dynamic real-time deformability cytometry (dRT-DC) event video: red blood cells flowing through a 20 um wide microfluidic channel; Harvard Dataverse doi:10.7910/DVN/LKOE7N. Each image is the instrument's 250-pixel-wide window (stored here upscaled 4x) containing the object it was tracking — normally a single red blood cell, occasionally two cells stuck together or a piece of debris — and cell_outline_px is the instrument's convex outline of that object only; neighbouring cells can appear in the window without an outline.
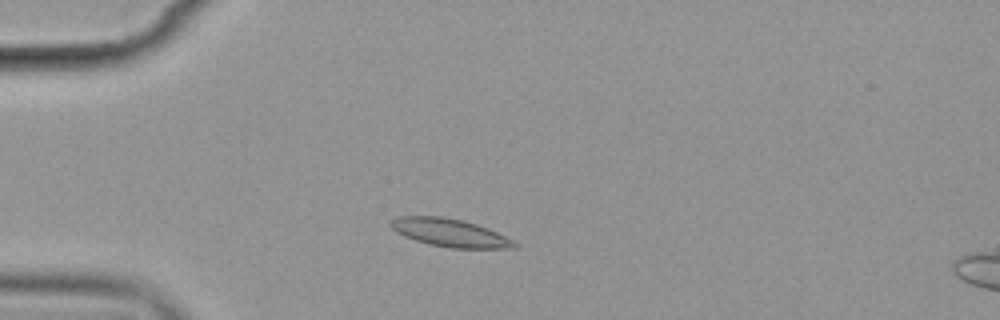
{"species": "common noctule bat (a hibernating species)", "species_latin": "Nyctalus noctula", "temperature_condition": "cold", "stored_images_in_passage": 5, "camera_frame_rate_fps": 3000, "um_per_image_px": 0.085, "animal": {"sex": "female", "body_mass_g": 19.9}, "frame": {"image": 1, "passage_image": 2, "time_ms": 1.333, "image_size_px": [1000, 320], "cell_outline_px": [[520, 244], [516, 248], [448, 248], [428, 244], [404, 236], [396, 232], [388, 224], [396, 216], [444, 216], [464, 220], [488, 228]], "centroid_in_image_um": [38.22, 19.78], "position_along_channel_um": 46.8, "area_um2": 20.29}}
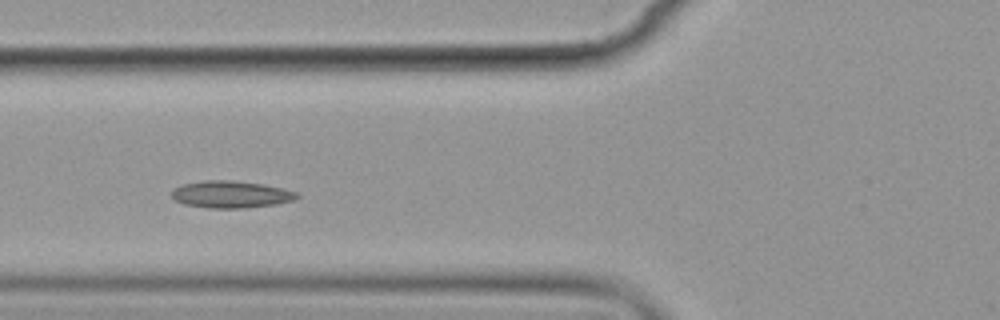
{"frame": {"image": 2, "passage_image": 4, "time_ms": 3.667, "image_size_px": [1000, 320], "cell_outline_px": [[300, 196], [292, 200], [276, 204], [244, 208], [208, 208], [184, 204], [176, 200], [172, 196], [172, 188], [184, 184], [204, 180], [232, 180], [264, 184], [284, 188], [296, 192]], "centroid_in_image_um": [19.63, 16.52], "position_along_channel_um": 106.2, "area_um2": 19.77}}
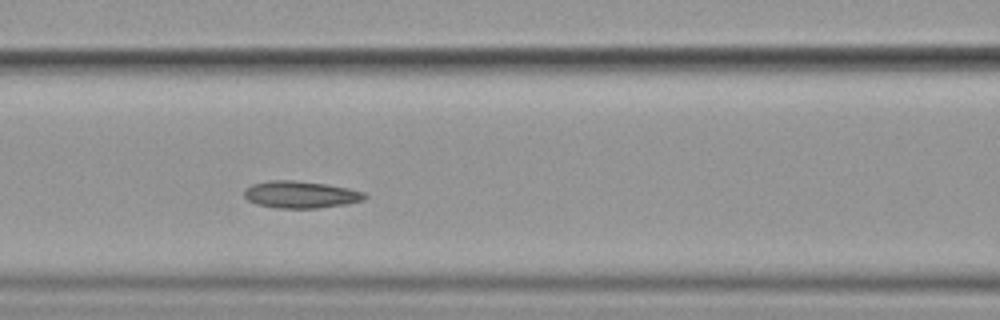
{"frame": {"image": 3, "passage_image": 5, "time_ms": 4.667, "image_size_px": [1000, 320], "cell_outline_px": [[368, 196], [364, 200], [348, 204], [316, 208], [276, 208], [256, 204], [248, 200], [244, 196], [244, 188], [252, 184], [268, 180], [296, 180], [324, 184], [348, 188], [364, 192]], "centroid_in_image_um": [25.54, 16.54], "position_along_channel_um": 141.1, "area_um2": 19.13}}